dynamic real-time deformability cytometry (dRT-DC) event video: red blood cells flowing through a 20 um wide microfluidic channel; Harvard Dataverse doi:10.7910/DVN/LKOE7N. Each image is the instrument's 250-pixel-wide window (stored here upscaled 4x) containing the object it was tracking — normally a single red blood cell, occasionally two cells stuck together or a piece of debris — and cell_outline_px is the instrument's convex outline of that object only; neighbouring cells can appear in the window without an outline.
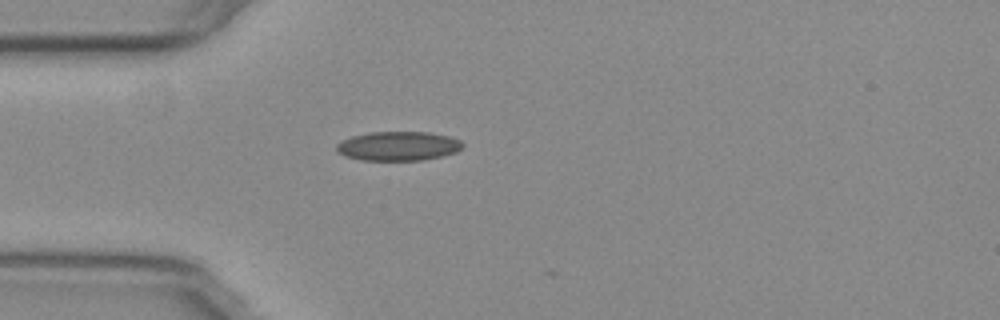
{"species": "common noctule bat (a hibernating species)", "species_latin": "Nyctalus noctula", "temperature_condition": "warm", "stored_images_in_passage": 2, "camera_frame_rate_fps": 3000, "um_per_image_px": 0.085, "animal": {"sex": "female", "body_mass_g": 29.2, "forearm_length_mm": 56.3}, "frame": {"image": 1, "passage_image": 1, "time_ms": 0.0, "image_size_px": [1000, 320], "cell_outline_px": [[464, 144], [456, 152], [444, 156], [424, 160], [360, 160], [344, 156], [336, 152], [336, 144], [340, 140], [352, 136], [368, 132], [428, 132], [448, 136], [460, 140]], "centroid_in_image_um": [33.81, 12.42], "position_along_channel_um": 51.2, "area_um2": 21.68}}